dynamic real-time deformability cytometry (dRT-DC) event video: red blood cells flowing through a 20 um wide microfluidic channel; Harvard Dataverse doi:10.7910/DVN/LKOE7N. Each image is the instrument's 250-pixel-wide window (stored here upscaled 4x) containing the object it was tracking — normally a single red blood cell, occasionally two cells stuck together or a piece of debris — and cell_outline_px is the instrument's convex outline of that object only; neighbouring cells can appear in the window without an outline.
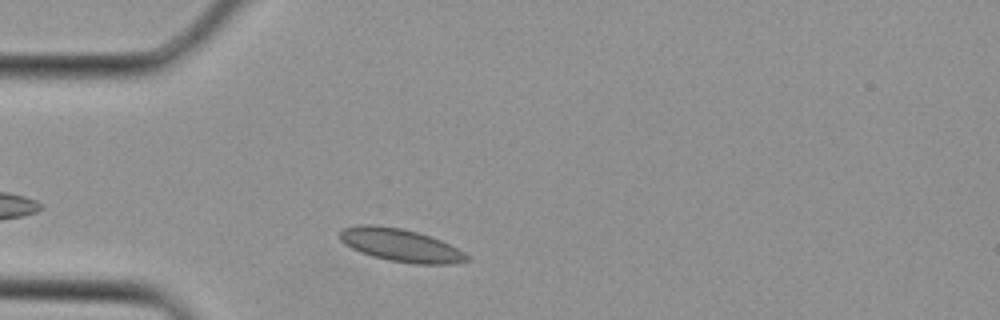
{"species": "Egyptian fruit bat (a non-hibernating species)", "species_latin": "Rousettus aegyptiacus", "temperature_condition": "cold", "stored_images_in_passage": 2, "camera_frame_rate_fps": 3000, "um_per_image_px": 0.085, "animal": {"sex": "female"}, "frame": {"image": 1, "passage_image": 2, "time_ms": 0.333, "image_size_px": [1000, 320], "cell_outline_px": [[472, 260], [452, 264], [416, 264], [388, 260], [372, 256], [360, 252], [344, 244], [340, 240], [340, 232], [344, 228], [360, 224], [372, 224], [400, 228], [416, 232], [440, 240], [464, 252]], "centroid_in_image_um": [34.04, 20.85], "position_along_channel_um": 51.0, "area_um2": 24.16}}